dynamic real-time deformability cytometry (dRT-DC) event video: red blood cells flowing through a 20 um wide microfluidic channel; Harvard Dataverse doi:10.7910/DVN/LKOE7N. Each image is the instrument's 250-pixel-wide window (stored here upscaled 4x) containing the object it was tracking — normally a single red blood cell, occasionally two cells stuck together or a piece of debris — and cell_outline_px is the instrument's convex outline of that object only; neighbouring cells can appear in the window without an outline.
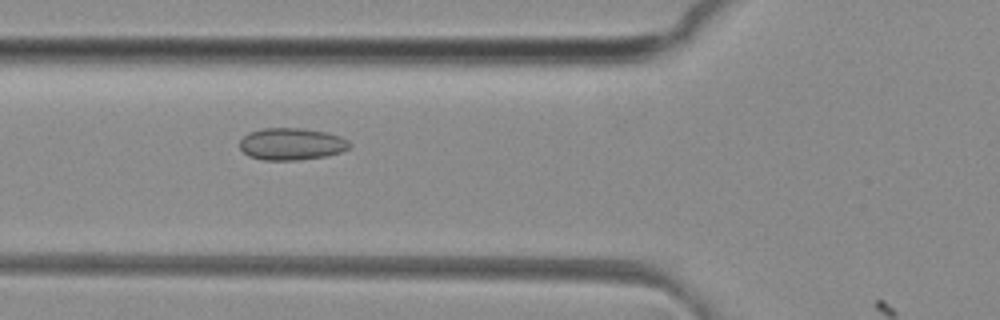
{"species": "common noctule bat (a hibernating species)", "species_latin": "Nyctalus noctula", "temperature_condition": "room temperature", "stored_images_in_passage": 36, "camera_frame_rate_fps": 3000, "um_per_image_px": 0.085, "animal": {"sex": "female", "body_mass_g": 29.2, "forearm_length_mm": 56.3}, "frame": {"image": 1, "passage_image": 9, "time_ms": 2.667, "image_size_px": [1000, 320], "cell_outline_px": [[352, 144], [348, 148], [340, 152], [328, 156], [300, 160], [264, 160], [248, 156], [240, 148], [240, 140], [244, 136], [252, 132], [264, 128], [300, 128], [324, 132], [340, 136], [348, 140]], "centroid_in_image_um": [24.8, 12.25], "position_along_channel_um": 101.0, "area_um2": 20.46}}
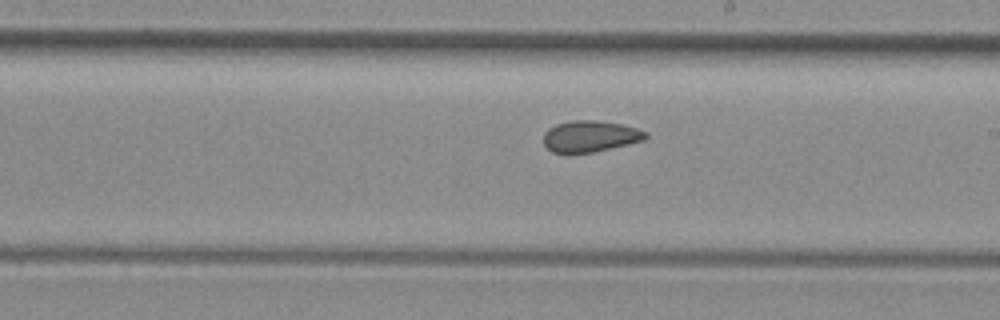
{"frame": {"image": 2, "passage_image": 19, "time_ms": 6.0, "image_size_px": [1000, 320], "cell_outline_px": [[648, 136], [644, 140], [628, 144], [592, 152], [568, 156], [552, 152], [544, 144], [544, 132], [548, 128], [556, 124], [572, 120], [596, 120], [624, 124], [648, 132]], "centroid_in_image_um": [50.13, 11.6], "position_along_channel_um": 238.9, "area_um2": 19.13}}
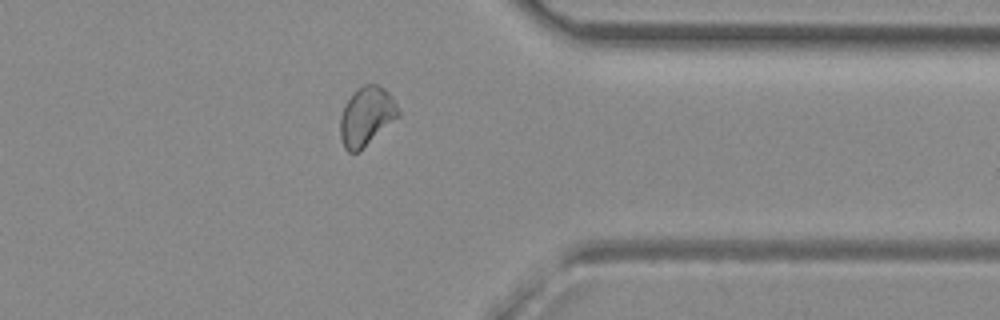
{"frame": {"image": 3, "passage_image": 30, "time_ms": 9.667, "image_size_px": [1000, 320], "cell_outline_px": [[400, 116], [360, 152], [348, 152], [344, 148], [340, 136], [340, 116], [344, 104], [356, 88], [364, 84], [376, 84], [384, 88], [388, 92], [396, 104], [400, 112]], "centroid_in_image_um": [31.14, 9.9], "position_along_channel_um": 380.3, "area_um2": 20.23}}